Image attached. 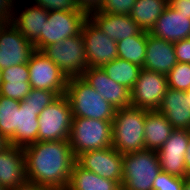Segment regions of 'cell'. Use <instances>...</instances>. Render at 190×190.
Returning a JSON list of instances; mask_svg holds the SVG:
<instances>
[{"label":"cell","mask_w":190,"mask_h":190,"mask_svg":"<svg viewBox=\"0 0 190 190\" xmlns=\"http://www.w3.org/2000/svg\"><path fill=\"white\" fill-rule=\"evenodd\" d=\"M87 18L88 15L84 11H49L40 34V51L48 45L79 35Z\"/></svg>","instance_id":"10"},{"label":"cell","mask_w":190,"mask_h":190,"mask_svg":"<svg viewBox=\"0 0 190 190\" xmlns=\"http://www.w3.org/2000/svg\"><path fill=\"white\" fill-rule=\"evenodd\" d=\"M28 183L24 151L9 145L0 151V185L6 190Z\"/></svg>","instance_id":"16"},{"label":"cell","mask_w":190,"mask_h":190,"mask_svg":"<svg viewBox=\"0 0 190 190\" xmlns=\"http://www.w3.org/2000/svg\"><path fill=\"white\" fill-rule=\"evenodd\" d=\"M135 2L136 0H103L98 11L115 15H130Z\"/></svg>","instance_id":"32"},{"label":"cell","mask_w":190,"mask_h":190,"mask_svg":"<svg viewBox=\"0 0 190 190\" xmlns=\"http://www.w3.org/2000/svg\"><path fill=\"white\" fill-rule=\"evenodd\" d=\"M161 172L154 150H140L123 154L122 190H153V182Z\"/></svg>","instance_id":"4"},{"label":"cell","mask_w":190,"mask_h":190,"mask_svg":"<svg viewBox=\"0 0 190 190\" xmlns=\"http://www.w3.org/2000/svg\"><path fill=\"white\" fill-rule=\"evenodd\" d=\"M149 33L172 43L190 38V19L168 5Z\"/></svg>","instance_id":"20"},{"label":"cell","mask_w":190,"mask_h":190,"mask_svg":"<svg viewBox=\"0 0 190 190\" xmlns=\"http://www.w3.org/2000/svg\"><path fill=\"white\" fill-rule=\"evenodd\" d=\"M187 98H189L190 101V90L187 91Z\"/></svg>","instance_id":"45"},{"label":"cell","mask_w":190,"mask_h":190,"mask_svg":"<svg viewBox=\"0 0 190 190\" xmlns=\"http://www.w3.org/2000/svg\"><path fill=\"white\" fill-rule=\"evenodd\" d=\"M20 101L0 95V133L9 140L18 129Z\"/></svg>","instance_id":"28"},{"label":"cell","mask_w":190,"mask_h":190,"mask_svg":"<svg viewBox=\"0 0 190 190\" xmlns=\"http://www.w3.org/2000/svg\"><path fill=\"white\" fill-rule=\"evenodd\" d=\"M80 10L84 11L87 15L91 12L98 11L103 0H76Z\"/></svg>","instance_id":"38"},{"label":"cell","mask_w":190,"mask_h":190,"mask_svg":"<svg viewBox=\"0 0 190 190\" xmlns=\"http://www.w3.org/2000/svg\"><path fill=\"white\" fill-rule=\"evenodd\" d=\"M23 151L29 183L49 190L67 188L76 163L69 140L37 141Z\"/></svg>","instance_id":"1"},{"label":"cell","mask_w":190,"mask_h":190,"mask_svg":"<svg viewBox=\"0 0 190 190\" xmlns=\"http://www.w3.org/2000/svg\"><path fill=\"white\" fill-rule=\"evenodd\" d=\"M76 163L100 177L122 183L123 154L113 147L83 152L76 157Z\"/></svg>","instance_id":"13"},{"label":"cell","mask_w":190,"mask_h":190,"mask_svg":"<svg viewBox=\"0 0 190 190\" xmlns=\"http://www.w3.org/2000/svg\"><path fill=\"white\" fill-rule=\"evenodd\" d=\"M2 82L29 83V69L27 64H19L3 69Z\"/></svg>","instance_id":"34"},{"label":"cell","mask_w":190,"mask_h":190,"mask_svg":"<svg viewBox=\"0 0 190 190\" xmlns=\"http://www.w3.org/2000/svg\"><path fill=\"white\" fill-rule=\"evenodd\" d=\"M148 110L136 107L116 109L112 121V147L121 154L145 149L144 124Z\"/></svg>","instance_id":"2"},{"label":"cell","mask_w":190,"mask_h":190,"mask_svg":"<svg viewBox=\"0 0 190 190\" xmlns=\"http://www.w3.org/2000/svg\"><path fill=\"white\" fill-rule=\"evenodd\" d=\"M169 6L178 13L188 15V18L190 19V0H170Z\"/></svg>","instance_id":"39"},{"label":"cell","mask_w":190,"mask_h":190,"mask_svg":"<svg viewBox=\"0 0 190 190\" xmlns=\"http://www.w3.org/2000/svg\"><path fill=\"white\" fill-rule=\"evenodd\" d=\"M158 111L165 115L173 129L190 130V101L187 91L168 87Z\"/></svg>","instance_id":"21"},{"label":"cell","mask_w":190,"mask_h":190,"mask_svg":"<svg viewBox=\"0 0 190 190\" xmlns=\"http://www.w3.org/2000/svg\"><path fill=\"white\" fill-rule=\"evenodd\" d=\"M110 79L128 88L135 85L141 67L121 58H116L101 67Z\"/></svg>","instance_id":"26"},{"label":"cell","mask_w":190,"mask_h":190,"mask_svg":"<svg viewBox=\"0 0 190 190\" xmlns=\"http://www.w3.org/2000/svg\"><path fill=\"white\" fill-rule=\"evenodd\" d=\"M187 179L190 181V172L188 173Z\"/></svg>","instance_id":"47"},{"label":"cell","mask_w":190,"mask_h":190,"mask_svg":"<svg viewBox=\"0 0 190 190\" xmlns=\"http://www.w3.org/2000/svg\"><path fill=\"white\" fill-rule=\"evenodd\" d=\"M177 63L174 44L147 32L143 69L167 75Z\"/></svg>","instance_id":"19"},{"label":"cell","mask_w":190,"mask_h":190,"mask_svg":"<svg viewBox=\"0 0 190 190\" xmlns=\"http://www.w3.org/2000/svg\"><path fill=\"white\" fill-rule=\"evenodd\" d=\"M88 18L97 28L116 42L143 32L140 26L131 19L130 15H115L94 11L88 14Z\"/></svg>","instance_id":"18"},{"label":"cell","mask_w":190,"mask_h":190,"mask_svg":"<svg viewBox=\"0 0 190 190\" xmlns=\"http://www.w3.org/2000/svg\"><path fill=\"white\" fill-rule=\"evenodd\" d=\"M65 95L72 117L113 121L116 109L81 77L68 78Z\"/></svg>","instance_id":"3"},{"label":"cell","mask_w":190,"mask_h":190,"mask_svg":"<svg viewBox=\"0 0 190 190\" xmlns=\"http://www.w3.org/2000/svg\"><path fill=\"white\" fill-rule=\"evenodd\" d=\"M9 190H49V189H46V188L40 187L36 184H32V183L28 182V183L24 184L23 186H19V187L12 188Z\"/></svg>","instance_id":"40"},{"label":"cell","mask_w":190,"mask_h":190,"mask_svg":"<svg viewBox=\"0 0 190 190\" xmlns=\"http://www.w3.org/2000/svg\"><path fill=\"white\" fill-rule=\"evenodd\" d=\"M168 5L167 0H136L130 17L143 31L150 32Z\"/></svg>","instance_id":"25"},{"label":"cell","mask_w":190,"mask_h":190,"mask_svg":"<svg viewBox=\"0 0 190 190\" xmlns=\"http://www.w3.org/2000/svg\"><path fill=\"white\" fill-rule=\"evenodd\" d=\"M183 190H190V181L186 178Z\"/></svg>","instance_id":"43"},{"label":"cell","mask_w":190,"mask_h":190,"mask_svg":"<svg viewBox=\"0 0 190 190\" xmlns=\"http://www.w3.org/2000/svg\"><path fill=\"white\" fill-rule=\"evenodd\" d=\"M0 190H6L3 186L0 185Z\"/></svg>","instance_id":"48"},{"label":"cell","mask_w":190,"mask_h":190,"mask_svg":"<svg viewBox=\"0 0 190 190\" xmlns=\"http://www.w3.org/2000/svg\"><path fill=\"white\" fill-rule=\"evenodd\" d=\"M81 34L89 67H102L118 58L117 42L97 28L89 18L83 22Z\"/></svg>","instance_id":"11"},{"label":"cell","mask_w":190,"mask_h":190,"mask_svg":"<svg viewBox=\"0 0 190 190\" xmlns=\"http://www.w3.org/2000/svg\"><path fill=\"white\" fill-rule=\"evenodd\" d=\"M190 141V130L174 129L169 139L158 149L161 171L178 177H187L185 152Z\"/></svg>","instance_id":"14"},{"label":"cell","mask_w":190,"mask_h":190,"mask_svg":"<svg viewBox=\"0 0 190 190\" xmlns=\"http://www.w3.org/2000/svg\"><path fill=\"white\" fill-rule=\"evenodd\" d=\"M168 87L174 90H190V64L177 63L167 74Z\"/></svg>","instance_id":"29"},{"label":"cell","mask_w":190,"mask_h":190,"mask_svg":"<svg viewBox=\"0 0 190 190\" xmlns=\"http://www.w3.org/2000/svg\"><path fill=\"white\" fill-rule=\"evenodd\" d=\"M185 166L187 173L190 172V141L188 144L187 151L185 152Z\"/></svg>","instance_id":"41"},{"label":"cell","mask_w":190,"mask_h":190,"mask_svg":"<svg viewBox=\"0 0 190 190\" xmlns=\"http://www.w3.org/2000/svg\"><path fill=\"white\" fill-rule=\"evenodd\" d=\"M4 24V22L0 19V27Z\"/></svg>","instance_id":"46"},{"label":"cell","mask_w":190,"mask_h":190,"mask_svg":"<svg viewBox=\"0 0 190 190\" xmlns=\"http://www.w3.org/2000/svg\"><path fill=\"white\" fill-rule=\"evenodd\" d=\"M147 31L117 42L118 58L143 68L146 54Z\"/></svg>","instance_id":"27"},{"label":"cell","mask_w":190,"mask_h":190,"mask_svg":"<svg viewBox=\"0 0 190 190\" xmlns=\"http://www.w3.org/2000/svg\"><path fill=\"white\" fill-rule=\"evenodd\" d=\"M173 44L177 62L190 64V38L179 40Z\"/></svg>","instance_id":"36"},{"label":"cell","mask_w":190,"mask_h":190,"mask_svg":"<svg viewBox=\"0 0 190 190\" xmlns=\"http://www.w3.org/2000/svg\"><path fill=\"white\" fill-rule=\"evenodd\" d=\"M55 190H69V189H67V188H62V189H55Z\"/></svg>","instance_id":"49"},{"label":"cell","mask_w":190,"mask_h":190,"mask_svg":"<svg viewBox=\"0 0 190 190\" xmlns=\"http://www.w3.org/2000/svg\"><path fill=\"white\" fill-rule=\"evenodd\" d=\"M30 90V83L2 82L0 85V95L19 101H23L30 93Z\"/></svg>","instance_id":"33"},{"label":"cell","mask_w":190,"mask_h":190,"mask_svg":"<svg viewBox=\"0 0 190 190\" xmlns=\"http://www.w3.org/2000/svg\"><path fill=\"white\" fill-rule=\"evenodd\" d=\"M144 128L145 149L154 151L161 148L174 130L158 110L146 112Z\"/></svg>","instance_id":"23"},{"label":"cell","mask_w":190,"mask_h":190,"mask_svg":"<svg viewBox=\"0 0 190 190\" xmlns=\"http://www.w3.org/2000/svg\"><path fill=\"white\" fill-rule=\"evenodd\" d=\"M47 11H82L79 9L76 0H30Z\"/></svg>","instance_id":"35"},{"label":"cell","mask_w":190,"mask_h":190,"mask_svg":"<svg viewBox=\"0 0 190 190\" xmlns=\"http://www.w3.org/2000/svg\"><path fill=\"white\" fill-rule=\"evenodd\" d=\"M38 110L27 106L24 101H20L18 112V129L8 140L10 145L24 148L38 141Z\"/></svg>","instance_id":"22"},{"label":"cell","mask_w":190,"mask_h":190,"mask_svg":"<svg viewBox=\"0 0 190 190\" xmlns=\"http://www.w3.org/2000/svg\"><path fill=\"white\" fill-rule=\"evenodd\" d=\"M167 88V75L142 68L130 90L131 107L158 110Z\"/></svg>","instance_id":"9"},{"label":"cell","mask_w":190,"mask_h":190,"mask_svg":"<svg viewBox=\"0 0 190 190\" xmlns=\"http://www.w3.org/2000/svg\"><path fill=\"white\" fill-rule=\"evenodd\" d=\"M72 118L67 96H58L39 114L38 141L69 140Z\"/></svg>","instance_id":"6"},{"label":"cell","mask_w":190,"mask_h":190,"mask_svg":"<svg viewBox=\"0 0 190 190\" xmlns=\"http://www.w3.org/2000/svg\"><path fill=\"white\" fill-rule=\"evenodd\" d=\"M81 78L115 109L131 106L130 90L110 79L101 67H89Z\"/></svg>","instance_id":"15"},{"label":"cell","mask_w":190,"mask_h":190,"mask_svg":"<svg viewBox=\"0 0 190 190\" xmlns=\"http://www.w3.org/2000/svg\"><path fill=\"white\" fill-rule=\"evenodd\" d=\"M17 0H0V19L4 23L12 22Z\"/></svg>","instance_id":"37"},{"label":"cell","mask_w":190,"mask_h":190,"mask_svg":"<svg viewBox=\"0 0 190 190\" xmlns=\"http://www.w3.org/2000/svg\"><path fill=\"white\" fill-rule=\"evenodd\" d=\"M43 52L68 77H81L89 68L86 61L83 36L66 38L64 41L44 47Z\"/></svg>","instance_id":"7"},{"label":"cell","mask_w":190,"mask_h":190,"mask_svg":"<svg viewBox=\"0 0 190 190\" xmlns=\"http://www.w3.org/2000/svg\"><path fill=\"white\" fill-rule=\"evenodd\" d=\"M27 66L31 88L53 91L58 96L65 94L68 77L43 52L35 50Z\"/></svg>","instance_id":"8"},{"label":"cell","mask_w":190,"mask_h":190,"mask_svg":"<svg viewBox=\"0 0 190 190\" xmlns=\"http://www.w3.org/2000/svg\"><path fill=\"white\" fill-rule=\"evenodd\" d=\"M186 178L161 171L153 182V190H183Z\"/></svg>","instance_id":"31"},{"label":"cell","mask_w":190,"mask_h":190,"mask_svg":"<svg viewBox=\"0 0 190 190\" xmlns=\"http://www.w3.org/2000/svg\"><path fill=\"white\" fill-rule=\"evenodd\" d=\"M9 145V141L0 133V151L4 150Z\"/></svg>","instance_id":"42"},{"label":"cell","mask_w":190,"mask_h":190,"mask_svg":"<svg viewBox=\"0 0 190 190\" xmlns=\"http://www.w3.org/2000/svg\"><path fill=\"white\" fill-rule=\"evenodd\" d=\"M34 44L26 39L10 22L0 27V68L27 64L33 52Z\"/></svg>","instance_id":"12"},{"label":"cell","mask_w":190,"mask_h":190,"mask_svg":"<svg viewBox=\"0 0 190 190\" xmlns=\"http://www.w3.org/2000/svg\"><path fill=\"white\" fill-rule=\"evenodd\" d=\"M58 95L49 90L33 89L31 88L30 93L24 98V102L27 106L38 110V115L41 111L52 103Z\"/></svg>","instance_id":"30"},{"label":"cell","mask_w":190,"mask_h":190,"mask_svg":"<svg viewBox=\"0 0 190 190\" xmlns=\"http://www.w3.org/2000/svg\"><path fill=\"white\" fill-rule=\"evenodd\" d=\"M17 6H19V4L16 1L11 23L26 39L34 44L35 50L40 51V34L43 32L49 11L34 3L32 6L29 4L28 7L23 8V10H20Z\"/></svg>","instance_id":"17"},{"label":"cell","mask_w":190,"mask_h":190,"mask_svg":"<svg viewBox=\"0 0 190 190\" xmlns=\"http://www.w3.org/2000/svg\"><path fill=\"white\" fill-rule=\"evenodd\" d=\"M69 143L75 157L86 151L112 147V121L73 117Z\"/></svg>","instance_id":"5"},{"label":"cell","mask_w":190,"mask_h":190,"mask_svg":"<svg viewBox=\"0 0 190 190\" xmlns=\"http://www.w3.org/2000/svg\"><path fill=\"white\" fill-rule=\"evenodd\" d=\"M69 190H122L121 185L117 181L106 179L98 176L94 172L88 171L74 164L71 171Z\"/></svg>","instance_id":"24"},{"label":"cell","mask_w":190,"mask_h":190,"mask_svg":"<svg viewBox=\"0 0 190 190\" xmlns=\"http://www.w3.org/2000/svg\"><path fill=\"white\" fill-rule=\"evenodd\" d=\"M2 83V69L0 68V85Z\"/></svg>","instance_id":"44"}]
</instances>
